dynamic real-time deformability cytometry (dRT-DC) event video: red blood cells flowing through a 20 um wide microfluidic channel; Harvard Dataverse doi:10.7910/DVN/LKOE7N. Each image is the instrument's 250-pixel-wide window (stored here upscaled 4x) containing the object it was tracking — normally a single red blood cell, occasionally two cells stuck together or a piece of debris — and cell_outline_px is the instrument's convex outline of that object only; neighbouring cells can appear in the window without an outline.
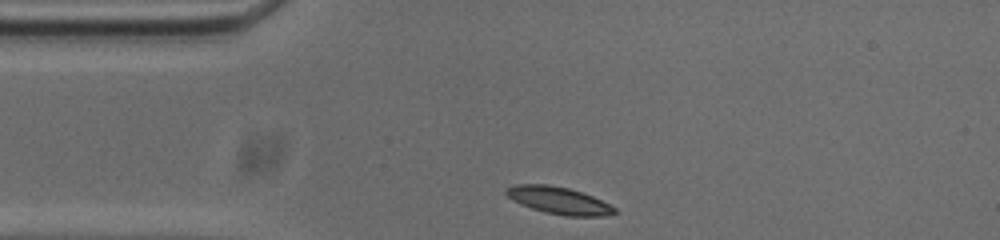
{"species": "common noctule bat (a hibernating species)", "species_latin": "Nyctalus noctula", "temperature_condition": "cold", "stored_images_in_passage": 32, "camera_frame_rate_fps": 3000, "um_per_image_px": 0.085, "animal": {"sex": "male", "body_mass_g": 20.0, "forearm_length_mm": 53.3}, "frame": {"image": 1, "passage_image": 1, "time_ms": 0.0, "image_size_px": [1000, 240], "cell_outline_px": [[616, 212], [604, 216], [564, 216], [544, 212], [520, 204], [512, 200], [504, 192], [504, 188], [516, 184], [548, 184], [568, 188], [592, 196], [616, 208]], "centroid_in_image_um": [47.44, 17.03], "position_along_channel_um": 37.6, "area_um2": 17.11}}
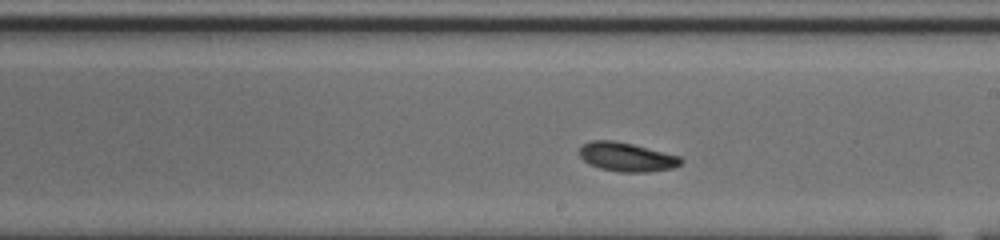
{"frame": {"image": 2, "passage_image": 19, "time_ms": 6.0, "image_size_px": [1000, 240], "cell_outline_px": [[684, 160], [680, 164], [672, 168], [648, 172], [616, 172], [600, 168], [588, 164], [580, 156], [580, 148], [584, 144], [592, 140], [612, 140], [632, 144], [680, 156]], "centroid_in_image_um": [53.27, 13.35], "position_along_channel_um": 235.7, "area_um2": 17.05}}
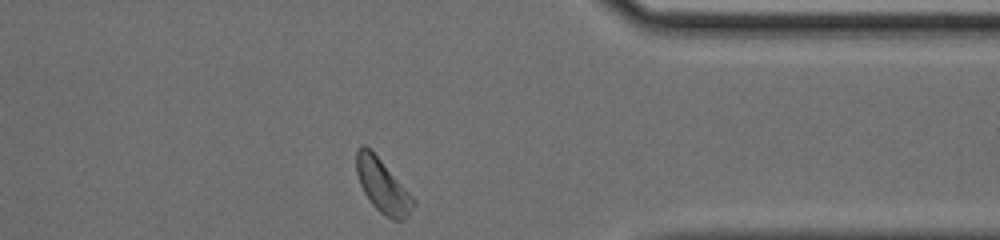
{"frame": {"image": 3, "passage_image": 32, "time_ms": 10.333, "image_size_px": [1000, 240], "cell_outline_px": [[416, 204], [400, 220], [392, 220], [384, 216], [372, 204], [364, 192], [360, 184], [356, 172], [356, 152], [364, 144], [380, 160], [416, 200]], "centroid_in_image_um": [32.5, 15.82], "position_along_channel_um": 378.9, "area_um2": 17.11}, "authors_computed_cell_mechanics": {"area_um2": 17.0221, "velocity_mm_per_s": 3.6695, "shape_relaxation_time_tau1_ms": 6.3694, "shape_relaxation_time_tau2_ms": 9.8934, "deformation_change_tau1": 0.1735, "deformation_change_tau2": 0.1559}}